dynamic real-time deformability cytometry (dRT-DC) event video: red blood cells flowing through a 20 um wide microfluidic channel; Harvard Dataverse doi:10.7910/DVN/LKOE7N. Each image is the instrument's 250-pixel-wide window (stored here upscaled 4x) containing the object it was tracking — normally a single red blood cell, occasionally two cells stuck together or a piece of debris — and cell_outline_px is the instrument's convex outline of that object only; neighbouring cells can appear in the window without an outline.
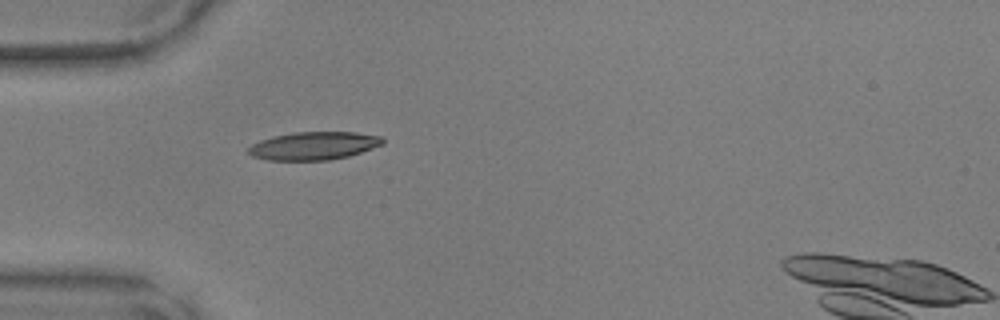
{"species": "common noctule bat (a hibernating species)", "species_latin": "Nyctalus noctula", "temperature_condition": "warm", "stored_images_in_passage": 35, "camera_frame_rate_fps": 3000, "um_per_image_px": 0.085, "animal": {"sex": "male", "body_mass_g": 17.9, "forearm_length_mm": 54.2}, "frame": {"image": 1, "passage_image": 1, "time_ms": 0.0, "image_size_px": [1000, 320], "cell_outline_px": [[384, 144], [348, 156], [328, 160], [268, 160], [252, 156], [248, 152], [248, 148], [252, 144], [260, 140], [272, 136], [292, 132], [356, 132], [380, 136], [384, 140]], "centroid_in_image_um": [26.65, 12.38], "position_along_channel_um": 58.3, "area_um2": 21.91}}
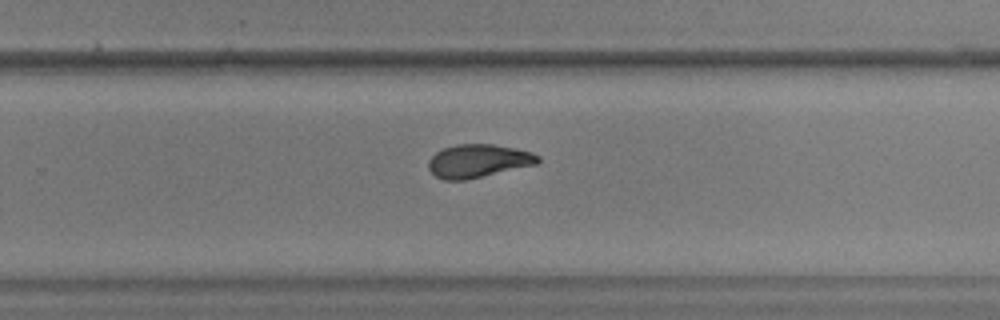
{"frame": {"image": 2, "passage_image": 18, "time_ms": 5.667, "image_size_px": [1000, 320], "cell_outline_px": [[540, 160], [536, 164], [464, 180], [444, 180], [436, 176], [428, 168], [428, 160], [436, 152], [444, 148], [456, 144], [492, 144], [516, 148], [532, 152], [540, 156]], "centroid_in_image_um": [40.64, 13.67], "position_along_channel_um": 289.2, "area_um2": 21.04}}
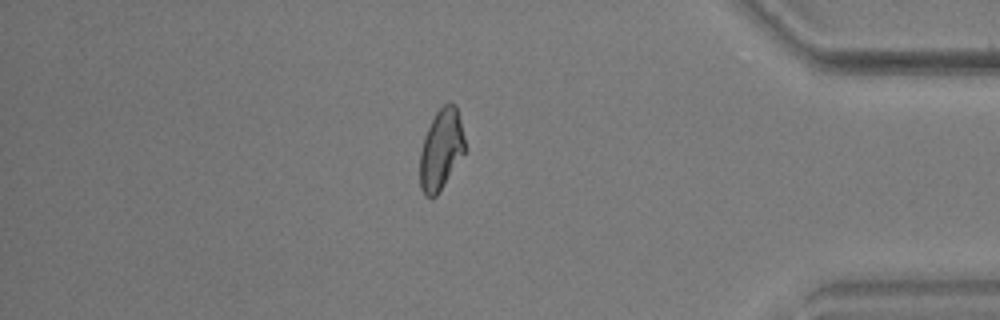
{"frame": {"image": 3, "passage_image": 28, "time_ms": 9.0, "image_size_px": [1000, 320], "cell_outline_px": [[464, 152], [444, 184], [436, 196], [432, 200], [424, 196], [420, 188], [420, 152], [424, 136], [436, 112], [448, 100], [456, 104], [464, 136]], "centroid_in_image_um": [37.47, 12.71], "position_along_channel_um": 397.7, "area_um2": 21.04}}